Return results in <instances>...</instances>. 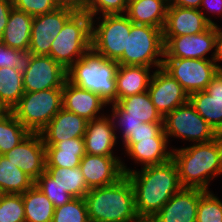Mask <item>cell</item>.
<instances>
[{
  "instance_id": "obj_1",
  "label": "cell",
  "mask_w": 222,
  "mask_h": 222,
  "mask_svg": "<svg viewBox=\"0 0 222 222\" xmlns=\"http://www.w3.org/2000/svg\"><path fill=\"white\" fill-rule=\"evenodd\" d=\"M123 173L132 183L139 218H153L163 205L183 187L175 161L146 166L139 171L121 162Z\"/></svg>"
},
{
  "instance_id": "obj_2",
  "label": "cell",
  "mask_w": 222,
  "mask_h": 222,
  "mask_svg": "<svg viewBox=\"0 0 222 222\" xmlns=\"http://www.w3.org/2000/svg\"><path fill=\"white\" fill-rule=\"evenodd\" d=\"M171 149L182 187L209 191L210 181L222 172V135L209 142Z\"/></svg>"
},
{
  "instance_id": "obj_3",
  "label": "cell",
  "mask_w": 222,
  "mask_h": 222,
  "mask_svg": "<svg viewBox=\"0 0 222 222\" xmlns=\"http://www.w3.org/2000/svg\"><path fill=\"white\" fill-rule=\"evenodd\" d=\"M84 200L90 222H134L139 218L126 174L113 184L90 189Z\"/></svg>"
},
{
  "instance_id": "obj_4",
  "label": "cell",
  "mask_w": 222,
  "mask_h": 222,
  "mask_svg": "<svg viewBox=\"0 0 222 222\" xmlns=\"http://www.w3.org/2000/svg\"><path fill=\"white\" fill-rule=\"evenodd\" d=\"M118 62L108 60L92 48L68 70L67 79L74 85L98 94L107 105L117 102L116 72Z\"/></svg>"
},
{
  "instance_id": "obj_5",
  "label": "cell",
  "mask_w": 222,
  "mask_h": 222,
  "mask_svg": "<svg viewBox=\"0 0 222 222\" xmlns=\"http://www.w3.org/2000/svg\"><path fill=\"white\" fill-rule=\"evenodd\" d=\"M92 17L78 10L52 42L50 55L68 70L91 49Z\"/></svg>"
},
{
  "instance_id": "obj_6",
  "label": "cell",
  "mask_w": 222,
  "mask_h": 222,
  "mask_svg": "<svg viewBox=\"0 0 222 222\" xmlns=\"http://www.w3.org/2000/svg\"><path fill=\"white\" fill-rule=\"evenodd\" d=\"M62 107V88H51L24 93L11 112L30 133H40Z\"/></svg>"
},
{
  "instance_id": "obj_7",
  "label": "cell",
  "mask_w": 222,
  "mask_h": 222,
  "mask_svg": "<svg viewBox=\"0 0 222 222\" xmlns=\"http://www.w3.org/2000/svg\"><path fill=\"white\" fill-rule=\"evenodd\" d=\"M161 57V58H160ZM164 59L163 29L141 24H132L127 33V51L117 61L119 65H142L162 67Z\"/></svg>"
},
{
  "instance_id": "obj_8",
  "label": "cell",
  "mask_w": 222,
  "mask_h": 222,
  "mask_svg": "<svg viewBox=\"0 0 222 222\" xmlns=\"http://www.w3.org/2000/svg\"><path fill=\"white\" fill-rule=\"evenodd\" d=\"M132 24L125 14L92 18L91 48L108 60L118 61L127 51V33Z\"/></svg>"
},
{
  "instance_id": "obj_9",
  "label": "cell",
  "mask_w": 222,
  "mask_h": 222,
  "mask_svg": "<svg viewBox=\"0 0 222 222\" xmlns=\"http://www.w3.org/2000/svg\"><path fill=\"white\" fill-rule=\"evenodd\" d=\"M163 129L167 139L181 138L192 144L209 142L219 136L189 101L163 118Z\"/></svg>"
},
{
  "instance_id": "obj_10",
  "label": "cell",
  "mask_w": 222,
  "mask_h": 222,
  "mask_svg": "<svg viewBox=\"0 0 222 222\" xmlns=\"http://www.w3.org/2000/svg\"><path fill=\"white\" fill-rule=\"evenodd\" d=\"M188 93L203 91L218 73L214 60L164 58L162 67Z\"/></svg>"
},
{
  "instance_id": "obj_11",
  "label": "cell",
  "mask_w": 222,
  "mask_h": 222,
  "mask_svg": "<svg viewBox=\"0 0 222 222\" xmlns=\"http://www.w3.org/2000/svg\"><path fill=\"white\" fill-rule=\"evenodd\" d=\"M78 10L69 6H60L52 12L33 16L28 50L33 55H50L53 40Z\"/></svg>"
},
{
  "instance_id": "obj_12",
  "label": "cell",
  "mask_w": 222,
  "mask_h": 222,
  "mask_svg": "<svg viewBox=\"0 0 222 222\" xmlns=\"http://www.w3.org/2000/svg\"><path fill=\"white\" fill-rule=\"evenodd\" d=\"M216 25L206 31L182 36H163L164 58L212 60L207 54L215 51Z\"/></svg>"
},
{
  "instance_id": "obj_13",
  "label": "cell",
  "mask_w": 222,
  "mask_h": 222,
  "mask_svg": "<svg viewBox=\"0 0 222 222\" xmlns=\"http://www.w3.org/2000/svg\"><path fill=\"white\" fill-rule=\"evenodd\" d=\"M66 79L67 70L51 56L32 55L29 67L23 73L24 92L62 88Z\"/></svg>"
},
{
  "instance_id": "obj_14",
  "label": "cell",
  "mask_w": 222,
  "mask_h": 222,
  "mask_svg": "<svg viewBox=\"0 0 222 222\" xmlns=\"http://www.w3.org/2000/svg\"><path fill=\"white\" fill-rule=\"evenodd\" d=\"M148 92L153 105L163 118L189 101L188 93L162 68L154 70Z\"/></svg>"
},
{
  "instance_id": "obj_15",
  "label": "cell",
  "mask_w": 222,
  "mask_h": 222,
  "mask_svg": "<svg viewBox=\"0 0 222 222\" xmlns=\"http://www.w3.org/2000/svg\"><path fill=\"white\" fill-rule=\"evenodd\" d=\"M3 155L34 181L45 172V145L40 133H30L20 144Z\"/></svg>"
},
{
  "instance_id": "obj_16",
  "label": "cell",
  "mask_w": 222,
  "mask_h": 222,
  "mask_svg": "<svg viewBox=\"0 0 222 222\" xmlns=\"http://www.w3.org/2000/svg\"><path fill=\"white\" fill-rule=\"evenodd\" d=\"M189 102L196 112L222 135V71H218L205 90L190 94Z\"/></svg>"
},
{
  "instance_id": "obj_17",
  "label": "cell",
  "mask_w": 222,
  "mask_h": 222,
  "mask_svg": "<svg viewBox=\"0 0 222 222\" xmlns=\"http://www.w3.org/2000/svg\"><path fill=\"white\" fill-rule=\"evenodd\" d=\"M205 190L182 188L152 218L155 222H196L197 209Z\"/></svg>"
},
{
  "instance_id": "obj_18",
  "label": "cell",
  "mask_w": 222,
  "mask_h": 222,
  "mask_svg": "<svg viewBox=\"0 0 222 222\" xmlns=\"http://www.w3.org/2000/svg\"><path fill=\"white\" fill-rule=\"evenodd\" d=\"M122 160L118 156L85 154L80 168L90 189L115 183L123 175Z\"/></svg>"
},
{
  "instance_id": "obj_19",
  "label": "cell",
  "mask_w": 222,
  "mask_h": 222,
  "mask_svg": "<svg viewBox=\"0 0 222 222\" xmlns=\"http://www.w3.org/2000/svg\"><path fill=\"white\" fill-rule=\"evenodd\" d=\"M62 100L65 110L75 113L87 121L103 116V110L107 106L98 94L74 85L68 79L62 87ZM101 110L103 113L100 112Z\"/></svg>"
},
{
  "instance_id": "obj_20",
  "label": "cell",
  "mask_w": 222,
  "mask_h": 222,
  "mask_svg": "<svg viewBox=\"0 0 222 222\" xmlns=\"http://www.w3.org/2000/svg\"><path fill=\"white\" fill-rule=\"evenodd\" d=\"M110 115H104L87 122L84 134L85 152L90 155L116 156L114 147L117 136Z\"/></svg>"
},
{
  "instance_id": "obj_21",
  "label": "cell",
  "mask_w": 222,
  "mask_h": 222,
  "mask_svg": "<svg viewBox=\"0 0 222 222\" xmlns=\"http://www.w3.org/2000/svg\"><path fill=\"white\" fill-rule=\"evenodd\" d=\"M87 120L63 107L40 132L45 146L72 138H84Z\"/></svg>"
},
{
  "instance_id": "obj_22",
  "label": "cell",
  "mask_w": 222,
  "mask_h": 222,
  "mask_svg": "<svg viewBox=\"0 0 222 222\" xmlns=\"http://www.w3.org/2000/svg\"><path fill=\"white\" fill-rule=\"evenodd\" d=\"M210 26L199 9L168 6L163 36L198 34Z\"/></svg>"
},
{
  "instance_id": "obj_23",
  "label": "cell",
  "mask_w": 222,
  "mask_h": 222,
  "mask_svg": "<svg viewBox=\"0 0 222 222\" xmlns=\"http://www.w3.org/2000/svg\"><path fill=\"white\" fill-rule=\"evenodd\" d=\"M109 106L112 107L110 117H134L143 123H163L148 91L119 99Z\"/></svg>"
},
{
  "instance_id": "obj_24",
  "label": "cell",
  "mask_w": 222,
  "mask_h": 222,
  "mask_svg": "<svg viewBox=\"0 0 222 222\" xmlns=\"http://www.w3.org/2000/svg\"><path fill=\"white\" fill-rule=\"evenodd\" d=\"M169 139H145L137 143H123L125 154L141 168L162 164L172 158V149L169 150Z\"/></svg>"
},
{
  "instance_id": "obj_25",
  "label": "cell",
  "mask_w": 222,
  "mask_h": 222,
  "mask_svg": "<svg viewBox=\"0 0 222 222\" xmlns=\"http://www.w3.org/2000/svg\"><path fill=\"white\" fill-rule=\"evenodd\" d=\"M151 68L142 65H118L115 76L117 101L148 91L150 79L154 72L150 70Z\"/></svg>"
},
{
  "instance_id": "obj_26",
  "label": "cell",
  "mask_w": 222,
  "mask_h": 222,
  "mask_svg": "<svg viewBox=\"0 0 222 222\" xmlns=\"http://www.w3.org/2000/svg\"><path fill=\"white\" fill-rule=\"evenodd\" d=\"M86 154L84 138H72L45 146L46 167L75 168Z\"/></svg>"
},
{
  "instance_id": "obj_27",
  "label": "cell",
  "mask_w": 222,
  "mask_h": 222,
  "mask_svg": "<svg viewBox=\"0 0 222 222\" xmlns=\"http://www.w3.org/2000/svg\"><path fill=\"white\" fill-rule=\"evenodd\" d=\"M168 0L128 1L125 15L134 23L163 29L166 22Z\"/></svg>"
},
{
  "instance_id": "obj_28",
  "label": "cell",
  "mask_w": 222,
  "mask_h": 222,
  "mask_svg": "<svg viewBox=\"0 0 222 222\" xmlns=\"http://www.w3.org/2000/svg\"><path fill=\"white\" fill-rule=\"evenodd\" d=\"M32 22V15L12 8L0 41L8 47L27 51L31 41Z\"/></svg>"
},
{
  "instance_id": "obj_29",
  "label": "cell",
  "mask_w": 222,
  "mask_h": 222,
  "mask_svg": "<svg viewBox=\"0 0 222 222\" xmlns=\"http://www.w3.org/2000/svg\"><path fill=\"white\" fill-rule=\"evenodd\" d=\"M25 222H52L55 207L34 184L22 194Z\"/></svg>"
},
{
  "instance_id": "obj_30",
  "label": "cell",
  "mask_w": 222,
  "mask_h": 222,
  "mask_svg": "<svg viewBox=\"0 0 222 222\" xmlns=\"http://www.w3.org/2000/svg\"><path fill=\"white\" fill-rule=\"evenodd\" d=\"M35 181L4 155H0V194H23Z\"/></svg>"
},
{
  "instance_id": "obj_31",
  "label": "cell",
  "mask_w": 222,
  "mask_h": 222,
  "mask_svg": "<svg viewBox=\"0 0 222 222\" xmlns=\"http://www.w3.org/2000/svg\"><path fill=\"white\" fill-rule=\"evenodd\" d=\"M45 171L73 198H84L90 190L79 166L75 168L46 167Z\"/></svg>"
},
{
  "instance_id": "obj_32",
  "label": "cell",
  "mask_w": 222,
  "mask_h": 222,
  "mask_svg": "<svg viewBox=\"0 0 222 222\" xmlns=\"http://www.w3.org/2000/svg\"><path fill=\"white\" fill-rule=\"evenodd\" d=\"M23 74L15 68H0V101L11 111L24 94Z\"/></svg>"
},
{
  "instance_id": "obj_33",
  "label": "cell",
  "mask_w": 222,
  "mask_h": 222,
  "mask_svg": "<svg viewBox=\"0 0 222 222\" xmlns=\"http://www.w3.org/2000/svg\"><path fill=\"white\" fill-rule=\"evenodd\" d=\"M30 132L11 111L0 118V155L20 144Z\"/></svg>"
},
{
  "instance_id": "obj_34",
  "label": "cell",
  "mask_w": 222,
  "mask_h": 222,
  "mask_svg": "<svg viewBox=\"0 0 222 222\" xmlns=\"http://www.w3.org/2000/svg\"><path fill=\"white\" fill-rule=\"evenodd\" d=\"M52 222H90L84 198H72L56 207Z\"/></svg>"
},
{
  "instance_id": "obj_35",
  "label": "cell",
  "mask_w": 222,
  "mask_h": 222,
  "mask_svg": "<svg viewBox=\"0 0 222 222\" xmlns=\"http://www.w3.org/2000/svg\"><path fill=\"white\" fill-rule=\"evenodd\" d=\"M196 222H222V199L210 190L200 197Z\"/></svg>"
},
{
  "instance_id": "obj_36",
  "label": "cell",
  "mask_w": 222,
  "mask_h": 222,
  "mask_svg": "<svg viewBox=\"0 0 222 222\" xmlns=\"http://www.w3.org/2000/svg\"><path fill=\"white\" fill-rule=\"evenodd\" d=\"M0 222H25L22 194H0Z\"/></svg>"
},
{
  "instance_id": "obj_37",
  "label": "cell",
  "mask_w": 222,
  "mask_h": 222,
  "mask_svg": "<svg viewBox=\"0 0 222 222\" xmlns=\"http://www.w3.org/2000/svg\"><path fill=\"white\" fill-rule=\"evenodd\" d=\"M127 5L128 0H83L80 10L94 18L100 14V16L125 14Z\"/></svg>"
},
{
  "instance_id": "obj_38",
  "label": "cell",
  "mask_w": 222,
  "mask_h": 222,
  "mask_svg": "<svg viewBox=\"0 0 222 222\" xmlns=\"http://www.w3.org/2000/svg\"><path fill=\"white\" fill-rule=\"evenodd\" d=\"M32 53L20 51L15 48L8 47L0 41V68H15L18 72L24 73L29 67Z\"/></svg>"
},
{
  "instance_id": "obj_39",
  "label": "cell",
  "mask_w": 222,
  "mask_h": 222,
  "mask_svg": "<svg viewBox=\"0 0 222 222\" xmlns=\"http://www.w3.org/2000/svg\"><path fill=\"white\" fill-rule=\"evenodd\" d=\"M34 184L46 195L55 208L68 203L73 198L60 188L46 171L35 180Z\"/></svg>"
},
{
  "instance_id": "obj_40",
  "label": "cell",
  "mask_w": 222,
  "mask_h": 222,
  "mask_svg": "<svg viewBox=\"0 0 222 222\" xmlns=\"http://www.w3.org/2000/svg\"><path fill=\"white\" fill-rule=\"evenodd\" d=\"M13 8L37 16L60 7L56 0H12Z\"/></svg>"
},
{
  "instance_id": "obj_41",
  "label": "cell",
  "mask_w": 222,
  "mask_h": 222,
  "mask_svg": "<svg viewBox=\"0 0 222 222\" xmlns=\"http://www.w3.org/2000/svg\"><path fill=\"white\" fill-rule=\"evenodd\" d=\"M145 139H167L163 123H142L123 143H137Z\"/></svg>"
},
{
  "instance_id": "obj_42",
  "label": "cell",
  "mask_w": 222,
  "mask_h": 222,
  "mask_svg": "<svg viewBox=\"0 0 222 222\" xmlns=\"http://www.w3.org/2000/svg\"><path fill=\"white\" fill-rule=\"evenodd\" d=\"M111 118L114 124L115 131L120 129V132L122 133L120 134L122 135L121 136L122 143L130 136V134H133V132L139 126H142L143 123L142 121L134 117H111Z\"/></svg>"
},
{
  "instance_id": "obj_43",
  "label": "cell",
  "mask_w": 222,
  "mask_h": 222,
  "mask_svg": "<svg viewBox=\"0 0 222 222\" xmlns=\"http://www.w3.org/2000/svg\"><path fill=\"white\" fill-rule=\"evenodd\" d=\"M204 9V11H203ZM199 10L204 14L205 19L211 24L216 25L212 18H209L205 14L208 12L213 13L214 15L218 14L222 16V0H202ZM206 10V13H205Z\"/></svg>"
},
{
  "instance_id": "obj_44",
  "label": "cell",
  "mask_w": 222,
  "mask_h": 222,
  "mask_svg": "<svg viewBox=\"0 0 222 222\" xmlns=\"http://www.w3.org/2000/svg\"><path fill=\"white\" fill-rule=\"evenodd\" d=\"M13 8L12 0H0V39L6 28L10 11Z\"/></svg>"
},
{
  "instance_id": "obj_45",
  "label": "cell",
  "mask_w": 222,
  "mask_h": 222,
  "mask_svg": "<svg viewBox=\"0 0 222 222\" xmlns=\"http://www.w3.org/2000/svg\"><path fill=\"white\" fill-rule=\"evenodd\" d=\"M212 60L216 63L219 71H222V66L219 65V61H222V28L216 24V39H215V51L211 55ZM218 62V63H217Z\"/></svg>"
},
{
  "instance_id": "obj_46",
  "label": "cell",
  "mask_w": 222,
  "mask_h": 222,
  "mask_svg": "<svg viewBox=\"0 0 222 222\" xmlns=\"http://www.w3.org/2000/svg\"><path fill=\"white\" fill-rule=\"evenodd\" d=\"M202 0H168V6L199 9Z\"/></svg>"
},
{
  "instance_id": "obj_47",
  "label": "cell",
  "mask_w": 222,
  "mask_h": 222,
  "mask_svg": "<svg viewBox=\"0 0 222 222\" xmlns=\"http://www.w3.org/2000/svg\"><path fill=\"white\" fill-rule=\"evenodd\" d=\"M60 6H69L76 9L81 8L83 0H56Z\"/></svg>"
},
{
  "instance_id": "obj_48",
  "label": "cell",
  "mask_w": 222,
  "mask_h": 222,
  "mask_svg": "<svg viewBox=\"0 0 222 222\" xmlns=\"http://www.w3.org/2000/svg\"><path fill=\"white\" fill-rule=\"evenodd\" d=\"M9 110L5 107V105L0 101V118L7 114Z\"/></svg>"
},
{
  "instance_id": "obj_49",
  "label": "cell",
  "mask_w": 222,
  "mask_h": 222,
  "mask_svg": "<svg viewBox=\"0 0 222 222\" xmlns=\"http://www.w3.org/2000/svg\"><path fill=\"white\" fill-rule=\"evenodd\" d=\"M134 222H155L152 218H138Z\"/></svg>"
}]
</instances>
